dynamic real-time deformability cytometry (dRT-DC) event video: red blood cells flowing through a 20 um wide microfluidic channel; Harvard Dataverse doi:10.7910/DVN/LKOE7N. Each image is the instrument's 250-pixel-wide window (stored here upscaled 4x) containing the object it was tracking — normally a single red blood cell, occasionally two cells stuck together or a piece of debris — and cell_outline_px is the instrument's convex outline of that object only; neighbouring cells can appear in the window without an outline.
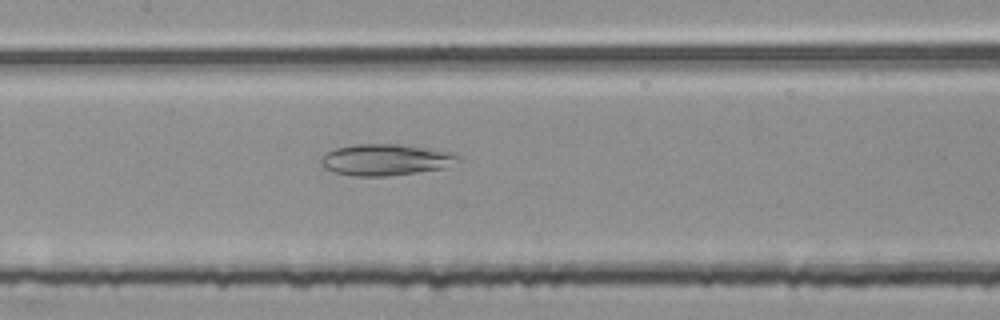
{"species": "common noctule bat (a hibernating species)", "species_latin": "Nyctalus noctula", "temperature_condition": "room temperature", "stored_images_in_passage": 39, "camera_frame_rate_fps": 3000, "um_per_image_px": 0.085, "animal": {"sex": "female", "body_mass_g": 25.1}, "frame": {"image": 1, "passage_image": 20, "time_ms": 6.333, "image_size_px": [1000, 320], "cell_outline_px": [[460, 160], [444, 168], [388, 176], [352, 176], [336, 172], [324, 168], [320, 164], [320, 160], [324, 152], [336, 148], [352, 144], [400, 144], [436, 148], [452, 152], [460, 156]], "centroid_in_image_um": [32.78, 13.56], "position_along_channel_um": 174.6, "area_um2": 25.43}}
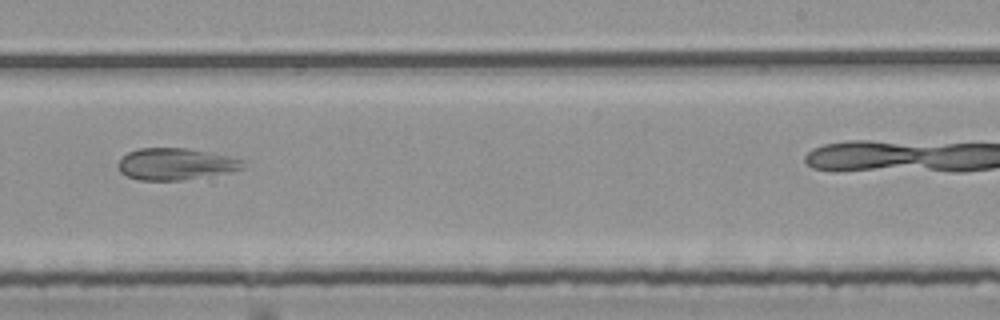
{"frame": {"image": 2, "passage_image": 28, "time_ms": 9.0, "image_size_px": [1000, 320], "cell_outline_px": [[244, 168], [228, 172], [184, 180], [136, 180], [120, 172], [116, 164], [128, 152], [140, 148], [188, 148], [212, 152], [232, 156], [244, 160]], "centroid_in_image_um": [14.94, 13.93], "position_along_channel_um": 274.1, "area_um2": 23.24}}
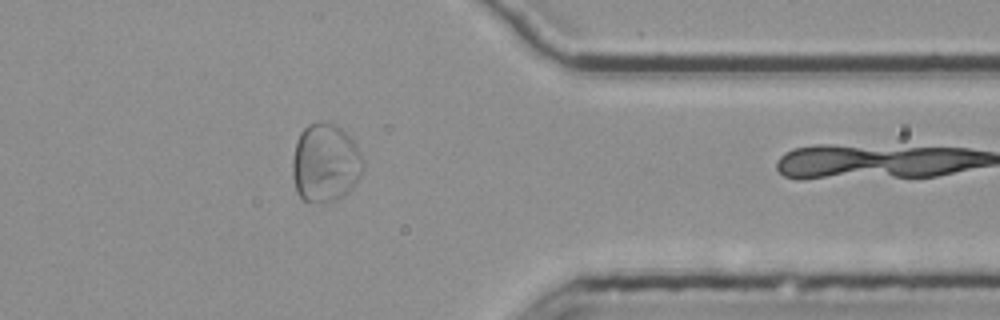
{"frame": {"image": 3, "passage_image": 38, "time_ms": 12.333, "image_size_px": [1000, 320], "cell_outline_px": [[364, 164], [360, 176], [356, 184], [348, 192], [336, 200], [324, 204], [316, 204], [304, 200], [296, 192], [292, 176], [292, 160], [296, 140], [300, 132], [308, 124], [320, 120], [336, 124], [356, 144], [364, 160]], "centroid_in_image_um": [27.63, 13.86], "position_along_channel_um": 383.8, "area_um2": 32.95}}